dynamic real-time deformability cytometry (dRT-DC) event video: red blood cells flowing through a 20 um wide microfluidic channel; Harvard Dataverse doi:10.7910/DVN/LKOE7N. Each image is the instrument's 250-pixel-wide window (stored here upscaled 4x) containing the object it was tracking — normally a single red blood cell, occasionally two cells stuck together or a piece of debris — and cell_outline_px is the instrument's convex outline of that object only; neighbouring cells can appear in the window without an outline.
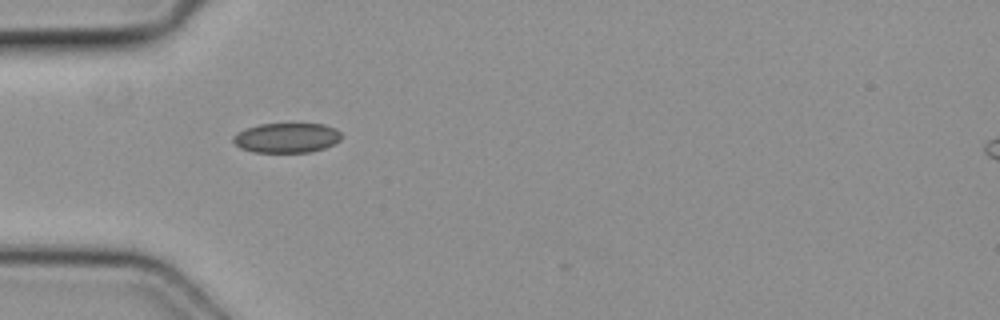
{"species": "common noctule bat (a hibernating species)", "species_latin": "Nyctalus noctula", "temperature_condition": "cold", "stored_images_in_passage": 4, "camera_frame_rate_fps": 3000, "um_per_image_px": 0.085, "animal": {"sex": "female", "body_mass_g": 19.3, "forearm_length_mm": 54.1}, "frame": {"image": 1, "passage_image": 3, "time_ms": 0.667, "image_size_px": [1000, 320], "cell_outline_px": [[340, 140], [324, 148], [308, 152], [252, 152], [240, 148], [232, 140], [232, 136], [236, 132], [244, 128], [260, 124], [324, 124], [336, 128], [340, 132]], "centroid_in_image_um": [24.32, 11.71], "position_along_channel_um": 60.7, "area_um2": 18.84}}
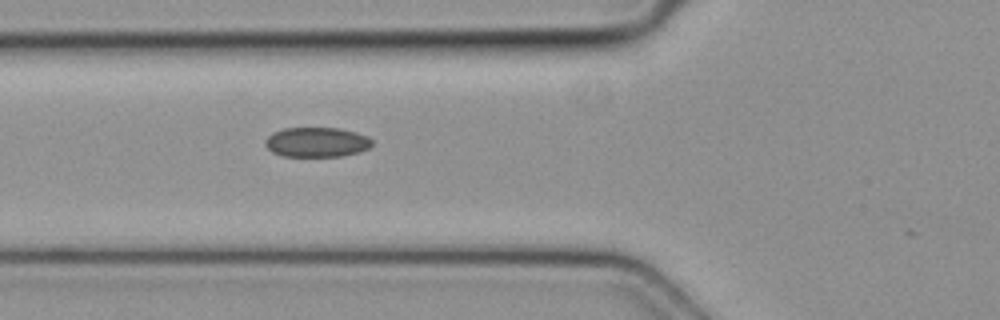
{"frame": {"image": 2, "passage_image": 4, "time_ms": 1.0, "image_size_px": [1000, 320], "cell_outline_px": [[372, 144], [368, 148], [360, 152], [340, 156], [280, 156], [272, 152], [264, 144], [264, 140], [272, 132], [284, 128], [340, 128], [356, 132], [368, 136], [372, 140]], "centroid_in_image_um": [26.9, 12.08], "position_along_channel_um": 98.9, "area_um2": 18.67}}